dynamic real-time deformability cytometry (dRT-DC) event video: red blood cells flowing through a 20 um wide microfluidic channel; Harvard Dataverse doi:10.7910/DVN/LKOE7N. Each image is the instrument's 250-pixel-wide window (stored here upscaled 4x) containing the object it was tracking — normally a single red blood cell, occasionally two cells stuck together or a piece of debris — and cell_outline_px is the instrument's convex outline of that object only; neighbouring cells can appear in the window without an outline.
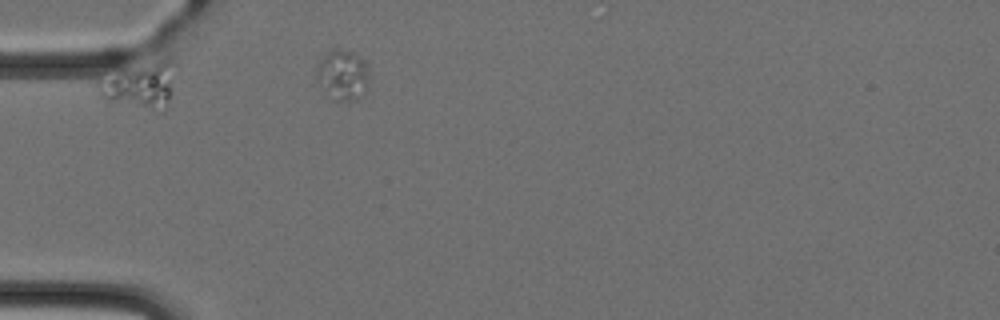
{"species": "Egyptian fruit bat (a non-hibernating species)", "species_latin": "Rousettus aegyptiacus", "temperature_condition": "cold", "stored_images_in_passage": 3, "camera_frame_rate_fps": 3000, "um_per_image_px": 0.085, "animal": {"sex": "female"}, "frame": {"image": 1, "passage_image": 1, "time_ms": 0.0, "image_size_px": [1000, 320], "cell_outline_px": [[172, 80], [168, 100], [160, 112], [156, 112], [104, 100], [100, 96], [96, 88], [96, 80], [112, 64], [164, 64]], "centroid_in_image_um": [11.56, 7.28], "position_along_channel_um": 73.4, "area_um2": 20.75}}